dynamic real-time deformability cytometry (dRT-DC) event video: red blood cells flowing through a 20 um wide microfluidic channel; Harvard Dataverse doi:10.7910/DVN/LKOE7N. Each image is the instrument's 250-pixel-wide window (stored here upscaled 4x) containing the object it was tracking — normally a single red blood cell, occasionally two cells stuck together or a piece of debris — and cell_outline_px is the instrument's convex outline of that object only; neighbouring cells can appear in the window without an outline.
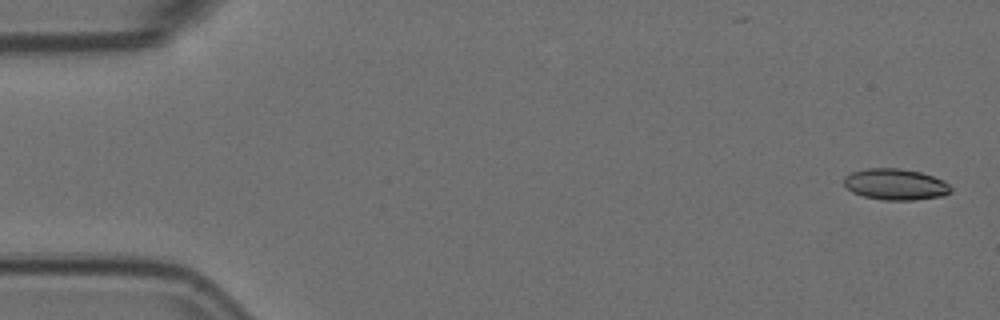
{"species": "Egyptian fruit bat (a non-hibernating species)", "species_latin": "Rousettus aegyptiacus", "temperature_condition": "room temperature", "stored_images_in_passage": 4, "camera_frame_rate_fps": 3000, "um_per_image_px": 0.085, "animal": {"sex": "female"}, "frame": {"image": 1, "passage_image": 1, "time_ms": 0.0, "image_size_px": [1000, 320], "cell_outline_px": [[952, 192], [944, 196], [912, 200], [884, 200], [864, 196], [852, 192], [844, 184], [844, 176], [852, 172], [864, 168], [900, 168], [920, 172], [944, 180], [952, 188]], "centroid_in_image_um": [76.13, 15.66], "position_along_channel_um": 8.9, "area_um2": 19.54}}
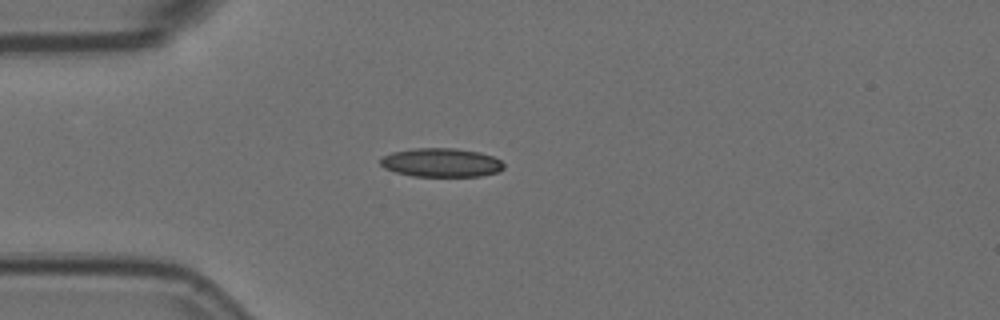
{"frame": {"image": 2, "passage_image": 4, "time_ms": 1.0, "image_size_px": [1000, 320], "cell_outline_px": [[504, 168], [496, 172], [480, 176], [412, 176], [396, 172], [384, 168], [380, 164], [380, 156], [392, 152], [416, 148], [456, 148], [480, 152], [492, 156], [500, 160], [504, 164]], "centroid_in_image_um": [37.48, 13.81], "position_along_channel_um": 47.5, "area_um2": 20.75}}